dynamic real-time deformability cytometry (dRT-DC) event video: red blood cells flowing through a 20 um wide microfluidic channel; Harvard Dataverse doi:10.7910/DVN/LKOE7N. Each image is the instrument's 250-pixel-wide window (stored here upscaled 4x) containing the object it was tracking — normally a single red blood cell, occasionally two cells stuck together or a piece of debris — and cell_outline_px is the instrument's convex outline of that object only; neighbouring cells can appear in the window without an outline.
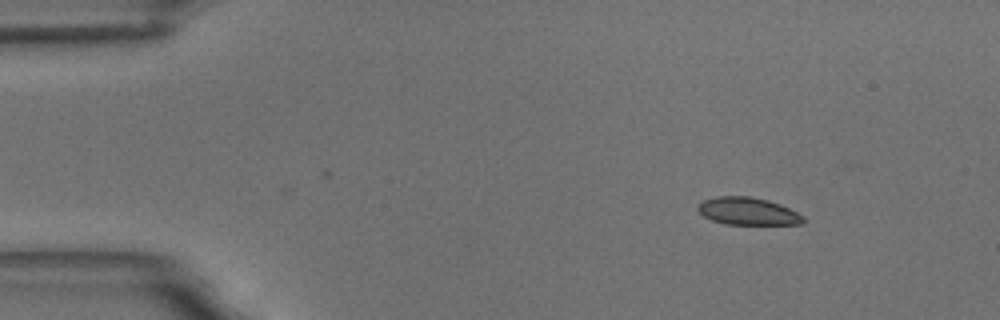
{"species": "common noctule bat (a hibernating species)", "species_latin": "Nyctalus noctula", "temperature_condition": "room temperature", "stored_images_in_passage": 39, "camera_frame_rate_fps": 3000, "um_per_image_px": 0.085, "animal": {"sex": "male", "body_mass_g": 18.8}, "frame": {"image": 1, "passage_image": 1, "time_ms": 0.0, "image_size_px": [1000, 320], "cell_outline_px": [[804, 224], [724, 224], [712, 220], [704, 216], [696, 208], [704, 200], [716, 196], [748, 196], [768, 200], [780, 204], [804, 216]], "centroid_in_image_um": [63.57, 17.95], "position_along_channel_um": 21.4, "area_um2": 16.76}}
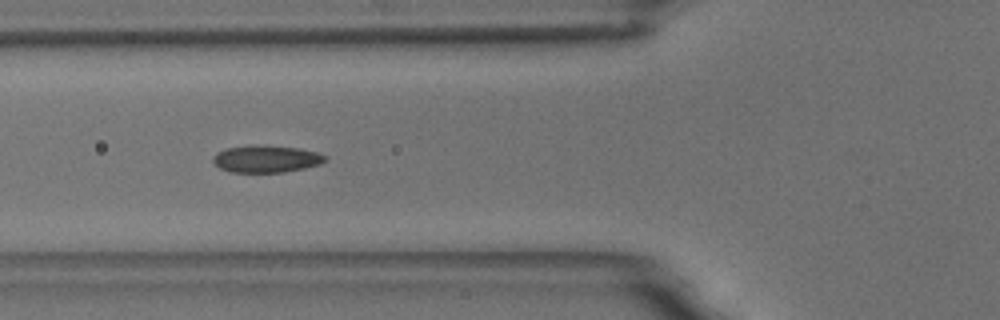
{"frame": {"image": 2, "passage_image": 15, "time_ms": 4.667, "image_size_px": [1000, 320], "cell_outline_px": [[328, 160], [320, 164], [304, 168], [284, 172], [228, 172], [220, 168], [212, 160], [216, 152], [228, 148], [252, 144], [264, 144], [300, 148], [316, 152], [328, 156]], "centroid_in_image_um": [22.65, 13.49], "position_along_channel_um": 103.1, "area_um2": 18.03}}
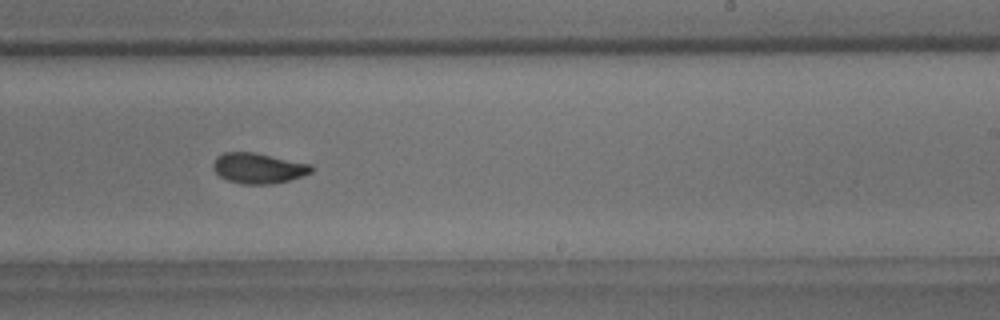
{"frame": {"image": 3, "passage_image": 29, "time_ms": 9.333, "image_size_px": [1000, 320], "cell_outline_px": [[316, 168], [312, 172], [304, 176], [272, 184], [244, 184], [228, 180], [220, 176], [212, 168], [212, 164], [216, 156], [224, 152], [256, 152], [312, 164]], "centroid_in_image_um": [21.99, 14.28], "position_along_channel_um": 267.0, "area_um2": 17.69}, "authors_computed_cell_mechanics": {"area_um2": 17.5712, "velocity_mm_per_s": 3.5085, "shape_relaxation_time_tau1_ms": 5.0822, "shape_relaxation_time_tau2_ms": 1.2696, "deformation_change_tau1": 0.1076, "deformation_change_tau2": 0.0491}}